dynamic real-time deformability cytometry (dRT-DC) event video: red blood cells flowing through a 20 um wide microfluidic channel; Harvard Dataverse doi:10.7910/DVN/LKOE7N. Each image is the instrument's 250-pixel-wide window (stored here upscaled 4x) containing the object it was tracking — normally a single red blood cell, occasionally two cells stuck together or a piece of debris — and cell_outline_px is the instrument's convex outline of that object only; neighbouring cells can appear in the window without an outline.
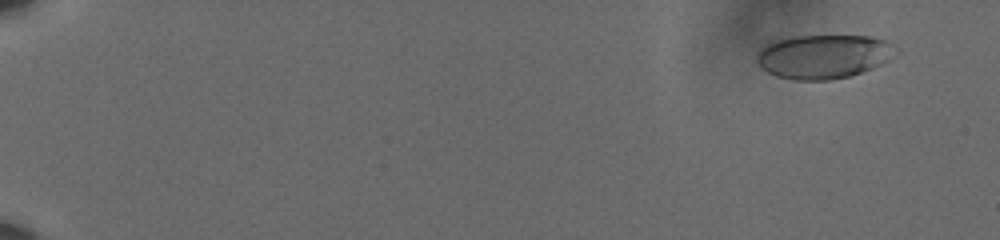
{"species": "human", "species_latin": "Homo sapiens", "temperature_condition": "cold", "stored_images_in_passage": 61, "camera_frame_rate_fps": 3000, "um_per_image_px": 0.085, "donor": {"sex": "male"}, "frame": {"image": 1, "passage_image": 5, "time_ms": 1.333, "image_size_px": [1000, 240], "cell_outline_px": [[900, 52], [896, 56], [872, 68], [848, 76], [828, 80], [796, 80], [776, 76], [760, 68], [756, 64], [756, 56], [760, 48], [764, 44], [776, 40], [796, 36], [872, 36], [888, 40], [900, 48]], "centroid_in_image_um": [70.03, 4.79], "position_along_channel_um": 15.0, "area_um2": 36.13}}
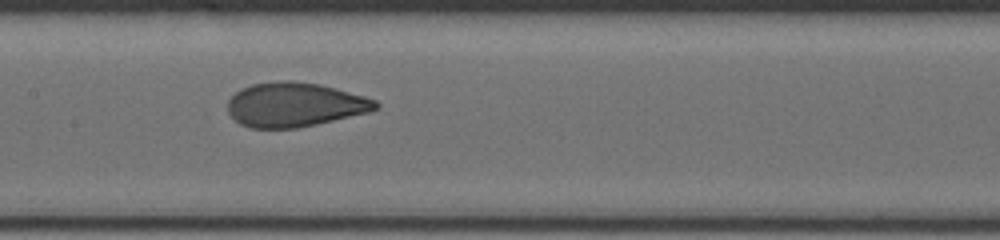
{"frame": {"image": 2, "passage_image": 34, "time_ms": 11.0, "image_size_px": [1000, 240], "cell_outline_px": [[380, 108], [368, 112], [316, 124], [296, 128], [248, 128], [240, 124], [228, 112], [228, 100], [240, 88], [252, 84], [284, 80], [292, 80], [320, 84], [336, 88], [364, 96], [376, 100], [380, 104]], "centroid_in_image_um": [25.05, 8.89], "position_along_channel_um": 182.3, "area_um2": 38.21}}
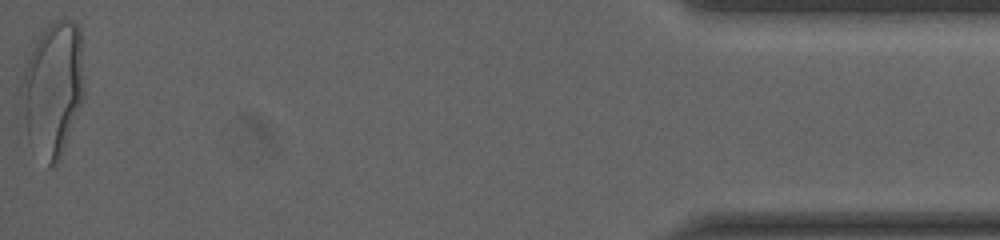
{"frame": {"image": 3, "passage_image": 61, "time_ms": 20.0, "image_size_px": [1000, 240], "cell_outline_px": [[84, 96], [60, 160], [56, 168], [48, 168], [28, 140], [24, 116], [20, 88], [24, 68], [40, 36], [48, 24], [56, 20], [72, 20], [80, 28], [84, 88]], "centroid_in_image_um": [4.52, 7.61], "position_along_channel_um": 430.7, "area_um2": 48.9}, "authors_computed_cell_mechanics": {"area_um2": 38.2636, "velocity_mm_per_s": 3.5967, "shape_relaxation_time_tau1_ms": 5.4432, "shape_relaxation_time_tau2_ms": null, "deformation_change_tau1": 0.2085, "deformation_change_tau2": null}}